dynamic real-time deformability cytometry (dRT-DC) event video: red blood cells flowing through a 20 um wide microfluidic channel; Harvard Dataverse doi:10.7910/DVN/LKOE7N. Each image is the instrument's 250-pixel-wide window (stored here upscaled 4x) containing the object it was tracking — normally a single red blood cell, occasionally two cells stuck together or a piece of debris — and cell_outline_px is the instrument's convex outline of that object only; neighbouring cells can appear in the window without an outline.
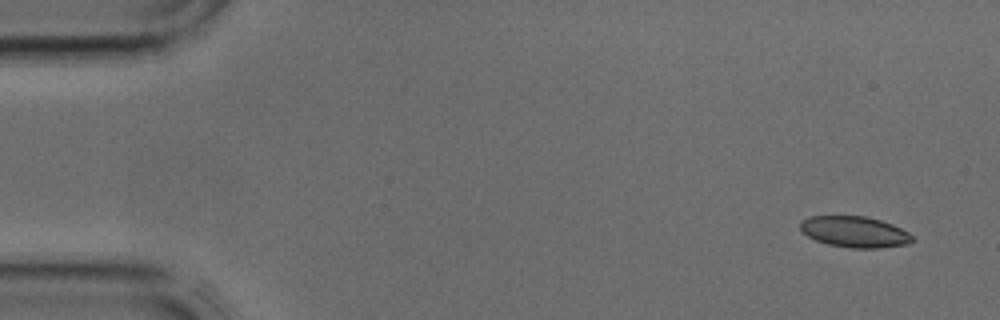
{"species": "common noctule bat (a hibernating species)", "species_latin": "Nyctalus noctula", "temperature_condition": "cold", "stored_images_in_passage": 3, "camera_frame_rate_fps": 3000, "um_per_image_px": 0.085, "animal": {"sex": "male", "body_mass_g": 17.9, "forearm_length_mm": 54.2}, "frame": {"image": 1, "passage_image": 1, "time_ms": 0.0, "image_size_px": [1000, 320], "cell_outline_px": [[916, 240], [908, 244], [880, 248], [852, 248], [828, 244], [816, 240], [800, 232], [800, 220], [812, 216], [864, 216], [880, 220], [892, 224], [908, 232]], "centroid_in_image_um": [72.64, 19.71], "position_along_channel_um": 12.4, "area_um2": 20.35}}
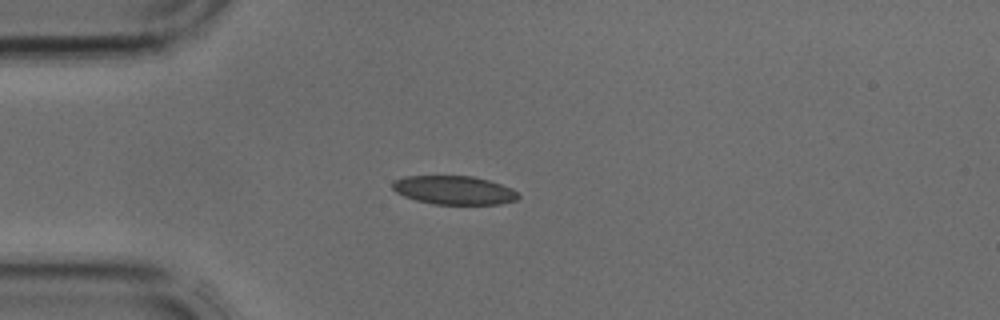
{"frame": {"image": 2, "passage_image": 3, "time_ms": 0.667, "image_size_px": [1000, 320], "cell_outline_px": [[520, 196], [516, 200], [500, 204], [436, 204], [416, 200], [404, 196], [396, 192], [392, 188], [392, 180], [404, 176], [472, 176], [488, 180], [512, 188]], "centroid_in_image_um": [38.57, 16.16], "position_along_channel_um": 46.4, "area_um2": 20.98}}